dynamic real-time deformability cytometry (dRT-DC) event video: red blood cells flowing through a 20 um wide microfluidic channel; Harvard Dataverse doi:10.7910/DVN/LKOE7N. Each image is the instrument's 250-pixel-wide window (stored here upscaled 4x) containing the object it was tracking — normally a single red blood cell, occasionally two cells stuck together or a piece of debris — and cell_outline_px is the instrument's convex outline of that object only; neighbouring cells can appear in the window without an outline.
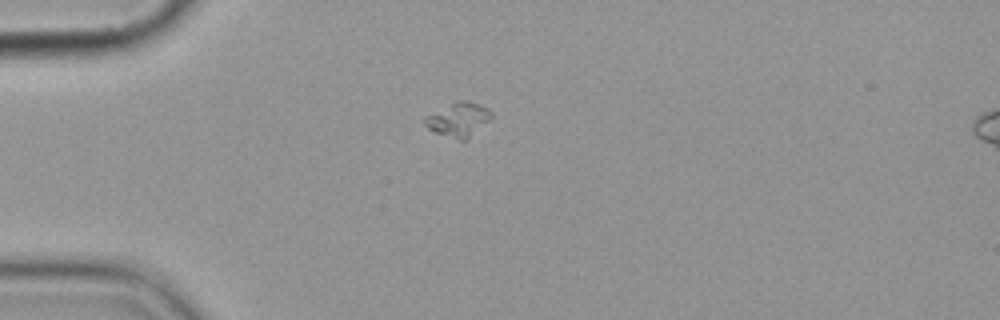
{"species": "common noctule bat (a hibernating species)", "species_latin": "Nyctalus noctula", "temperature_condition": "cold", "stored_images_in_passage": 2, "segment_of_instrument_passage": [1, 2], "camera_frame_rate_fps": 3000, "um_per_image_px": 0.085, "animal": {"sex": "female", "body_mass_g": 19.9}, "frame": {"image": 1, "passage_image": 1, "time_ms": 0.0, "image_size_px": [1000, 320], "cell_outline_px": [[492, 120], [464, 140], [460, 140], [436, 132], [428, 128], [424, 124], [424, 116], [456, 100], [464, 100], [480, 104], [488, 108], [492, 112]], "centroid_in_image_um": [38.99, 10.13], "position_along_channel_um": 46.0, "area_um2": 13.24}}